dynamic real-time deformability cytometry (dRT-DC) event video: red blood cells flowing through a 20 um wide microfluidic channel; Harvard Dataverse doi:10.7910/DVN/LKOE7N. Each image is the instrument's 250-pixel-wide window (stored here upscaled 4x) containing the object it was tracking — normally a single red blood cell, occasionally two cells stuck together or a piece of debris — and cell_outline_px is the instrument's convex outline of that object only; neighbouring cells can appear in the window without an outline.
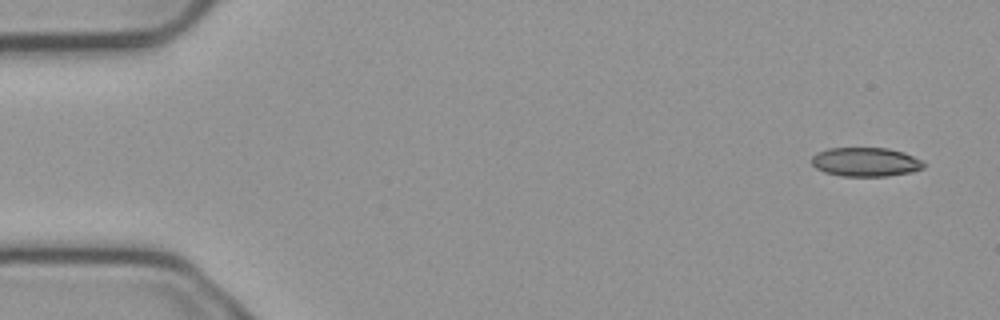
{"species": "common noctule bat (a hibernating species)", "species_latin": "Nyctalus noctula", "temperature_condition": "cold", "stored_images_in_passage": 4, "camera_frame_rate_fps": 3000, "um_per_image_px": 0.085, "animal": {"sex": "male", "body_mass_g": 23.1, "forearm_length_mm": 52.7}, "frame": {"image": 1, "passage_image": 1, "time_ms": 0.0, "image_size_px": [1000, 320], "cell_outline_px": [[924, 168], [912, 172], [884, 176], [844, 176], [824, 172], [816, 168], [812, 164], [812, 156], [816, 152], [828, 148], [888, 148], [904, 152], [924, 160]], "centroid_in_image_um": [73.59, 13.76], "position_along_channel_um": 11.4, "area_um2": 19.07}}